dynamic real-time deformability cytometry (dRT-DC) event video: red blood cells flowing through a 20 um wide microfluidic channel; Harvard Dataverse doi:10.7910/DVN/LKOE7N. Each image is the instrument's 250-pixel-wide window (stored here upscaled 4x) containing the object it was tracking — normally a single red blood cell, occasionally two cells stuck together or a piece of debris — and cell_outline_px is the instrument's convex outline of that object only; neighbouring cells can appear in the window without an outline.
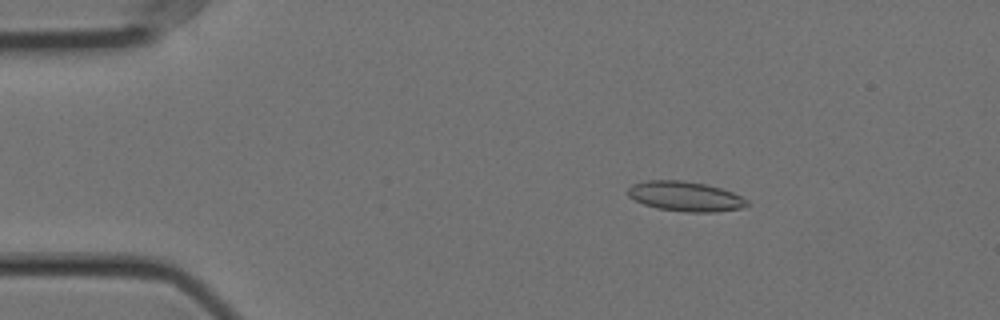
{"species": "Egyptian fruit bat (a non-hibernating species)", "species_latin": "Rousettus aegyptiacus", "temperature_condition": "cold", "stored_images_in_passage": 56, "camera_frame_rate_fps": 3000, "um_per_image_px": 0.085, "animal": {"sex": "female"}, "frame": {"image": 1, "passage_image": 9, "time_ms": 2.667, "image_size_px": [1000, 320], "cell_outline_px": [[752, 204], [740, 208], [716, 212], [684, 212], [656, 208], [644, 204], [628, 196], [628, 188], [632, 184], [648, 180], [680, 180], [704, 184], [720, 188], [732, 192], [748, 200]], "centroid_in_image_um": [58.26, 16.7], "position_along_channel_um": 26.7, "area_um2": 20.69}}
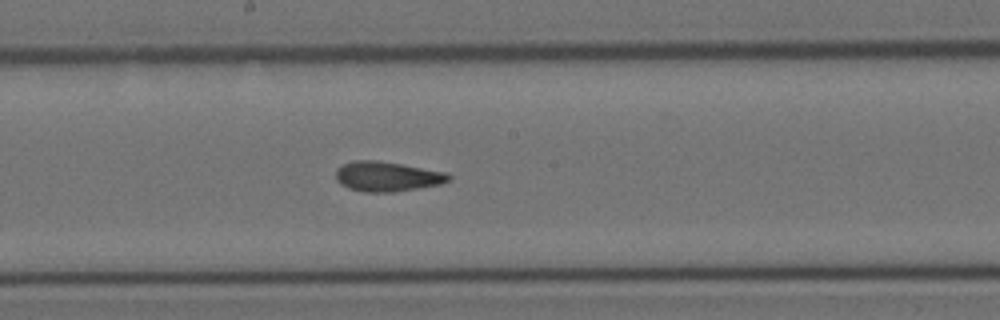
{"frame": {"image": 2, "passage_image": 30, "time_ms": 9.667, "image_size_px": [1000, 320], "cell_outline_px": [[452, 176], [448, 180], [440, 184], [392, 192], [364, 192], [348, 188], [340, 184], [336, 180], [336, 168], [344, 164], [356, 160], [376, 160], [448, 172]], "centroid_in_image_um": [32.88, 15.0], "position_along_channel_um": 215.3, "area_um2": 19.54}}
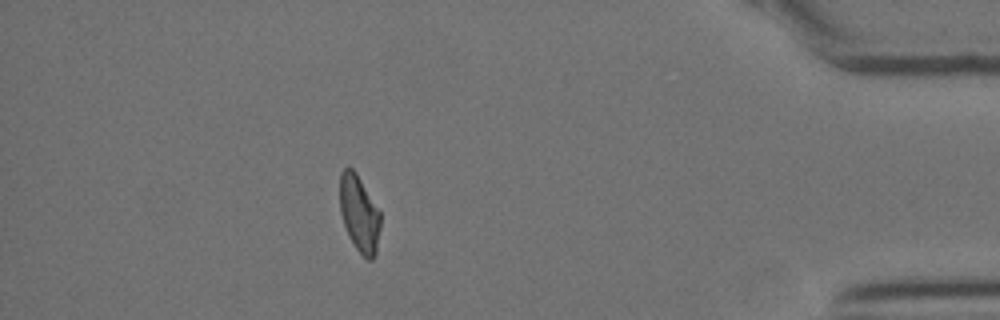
{"frame": {"image": 3, "passage_image": 50, "time_ms": 16.333, "image_size_px": [1000, 320], "cell_outline_px": [[380, 228], [376, 252], [372, 260], [368, 260], [356, 248], [348, 236], [340, 212], [340, 172], [344, 168], [352, 168], [356, 172], [380, 212]], "centroid_in_image_um": [30.53, 18.16], "position_along_channel_um": 404.7, "area_um2": 17.98}, "authors_computed_cell_mechanics": {"area_um2": 19.3919, "velocity_mm_per_s": 3.5595, "shape_relaxation_time_tau1_ms": null, "shape_relaxation_time_tau2_ms": 1.6605, "deformation_change_tau1": null, "deformation_change_tau2": 0.0771}}